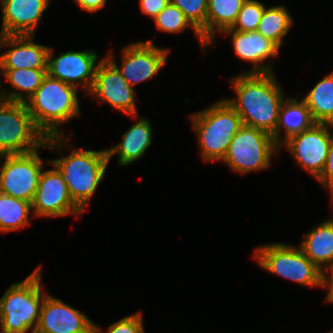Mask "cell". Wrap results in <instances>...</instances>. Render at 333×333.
Instances as JSON below:
<instances>
[{"mask_svg":"<svg viewBox=\"0 0 333 333\" xmlns=\"http://www.w3.org/2000/svg\"><path fill=\"white\" fill-rule=\"evenodd\" d=\"M236 98H224L243 125L275 133L285 93L272 73H242L231 77Z\"/></svg>","mask_w":333,"mask_h":333,"instance_id":"1","label":"cell"},{"mask_svg":"<svg viewBox=\"0 0 333 333\" xmlns=\"http://www.w3.org/2000/svg\"><path fill=\"white\" fill-rule=\"evenodd\" d=\"M77 93L76 87L47 74L35 93L25 102L36 127L46 138L66 136L59 126L80 116Z\"/></svg>","mask_w":333,"mask_h":333,"instance_id":"2","label":"cell"},{"mask_svg":"<svg viewBox=\"0 0 333 333\" xmlns=\"http://www.w3.org/2000/svg\"><path fill=\"white\" fill-rule=\"evenodd\" d=\"M64 147H69L68 139L65 136L46 138L36 127L25 103L0 99V149L5 154H24L39 148L57 152Z\"/></svg>","mask_w":333,"mask_h":333,"instance_id":"3","label":"cell"},{"mask_svg":"<svg viewBox=\"0 0 333 333\" xmlns=\"http://www.w3.org/2000/svg\"><path fill=\"white\" fill-rule=\"evenodd\" d=\"M41 266L21 282L13 283L0 298L2 333H34L48 294L41 285Z\"/></svg>","mask_w":333,"mask_h":333,"instance_id":"4","label":"cell"},{"mask_svg":"<svg viewBox=\"0 0 333 333\" xmlns=\"http://www.w3.org/2000/svg\"><path fill=\"white\" fill-rule=\"evenodd\" d=\"M189 117L203 161H222L232 138L243 126L241 117L225 99Z\"/></svg>","mask_w":333,"mask_h":333,"instance_id":"5","label":"cell"},{"mask_svg":"<svg viewBox=\"0 0 333 333\" xmlns=\"http://www.w3.org/2000/svg\"><path fill=\"white\" fill-rule=\"evenodd\" d=\"M48 161L65 178L73 202L83 211L105 178L109 157L106 150L72 149L70 155Z\"/></svg>","mask_w":333,"mask_h":333,"instance_id":"6","label":"cell"},{"mask_svg":"<svg viewBox=\"0 0 333 333\" xmlns=\"http://www.w3.org/2000/svg\"><path fill=\"white\" fill-rule=\"evenodd\" d=\"M253 258L260 268L306 287H320L321 270L300 247L271 243L254 250Z\"/></svg>","mask_w":333,"mask_h":333,"instance_id":"7","label":"cell"},{"mask_svg":"<svg viewBox=\"0 0 333 333\" xmlns=\"http://www.w3.org/2000/svg\"><path fill=\"white\" fill-rule=\"evenodd\" d=\"M279 149L271 134L243 125L232 138L222 162L234 172L247 174L267 169Z\"/></svg>","mask_w":333,"mask_h":333,"instance_id":"8","label":"cell"},{"mask_svg":"<svg viewBox=\"0 0 333 333\" xmlns=\"http://www.w3.org/2000/svg\"><path fill=\"white\" fill-rule=\"evenodd\" d=\"M38 150L6 154L0 167V192L32 202L44 168Z\"/></svg>","mask_w":333,"mask_h":333,"instance_id":"9","label":"cell"},{"mask_svg":"<svg viewBox=\"0 0 333 333\" xmlns=\"http://www.w3.org/2000/svg\"><path fill=\"white\" fill-rule=\"evenodd\" d=\"M331 129L333 124L315 123L308 130L290 137L282 144L301 169H305L316 180L321 176L328 157L333 138Z\"/></svg>","mask_w":333,"mask_h":333,"instance_id":"10","label":"cell"},{"mask_svg":"<svg viewBox=\"0 0 333 333\" xmlns=\"http://www.w3.org/2000/svg\"><path fill=\"white\" fill-rule=\"evenodd\" d=\"M169 53V48H159L149 39L146 42H132L125 46L121 55V67L115 62L111 51L106 57L117 67L127 83L134 87L155 77L166 65Z\"/></svg>","mask_w":333,"mask_h":333,"instance_id":"11","label":"cell"},{"mask_svg":"<svg viewBox=\"0 0 333 333\" xmlns=\"http://www.w3.org/2000/svg\"><path fill=\"white\" fill-rule=\"evenodd\" d=\"M134 87L123 78L117 67L104 56L98 62L93 86L87 95L108 103L120 112L138 118Z\"/></svg>","mask_w":333,"mask_h":333,"instance_id":"12","label":"cell"},{"mask_svg":"<svg viewBox=\"0 0 333 333\" xmlns=\"http://www.w3.org/2000/svg\"><path fill=\"white\" fill-rule=\"evenodd\" d=\"M42 171L31 202L34 217L77 216L83 211L73 202L64 176L58 169Z\"/></svg>","mask_w":333,"mask_h":333,"instance_id":"13","label":"cell"},{"mask_svg":"<svg viewBox=\"0 0 333 333\" xmlns=\"http://www.w3.org/2000/svg\"><path fill=\"white\" fill-rule=\"evenodd\" d=\"M97 53L94 50L62 52L54 58L53 48H49L47 61V74L55 79L72 85L82 86L86 91L85 96L90 92L96 70L98 67Z\"/></svg>","mask_w":333,"mask_h":333,"instance_id":"14","label":"cell"},{"mask_svg":"<svg viewBox=\"0 0 333 333\" xmlns=\"http://www.w3.org/2000/svg\"><path fill=\"white\" fill-rule=\"evenodd\" d=\"M34 333H94V322L85 313L48 293Z\"/></svg>","mask_w":333,"mask_h":333,"instance_id":"15","label":"cell"},{"mask_svg":"<svg viewBox=\"0 0 333 333\" xmlns=\"http://www.w3.org/2000/svg\"><path fill=\"white\" fill-rule=\"evenodd\" d=\"M35 35H0V50L9 49L0 55V69H47L46 45L34 43Z\"/></svg>","mask_w":333,"mask_h":333,"instance_id":"16","label":"cell"},{"mask_svg":"<svg viewBox=\"0 0 333 333\" xmlns=\"http://www.w3.org/2000/svg\"><path fill=\"white\" fill-rule=\"evenodd\" d=\"M222 33L226 36L231 35L233 50L237 57L253 65L251 70L243 73L273 72L271 63L264 64L263 61L278 56L280 47L275 42L265 38L258 31L241 32L228 28Z\"/></svg>","mask_w":333,"mask_h":333,"instance_id":"17","label":"cell"},{"mask_svg":"<svg viewBox=\"0 0 333 333\" xmlns=\"http://www.w3.org/2000/svg\"><path fill=\"white\" fill-rule=\"evenodd\" d=\"M51 0H0V35H35L43 13Z\"/></svg>","mask_w":333,"mask_h":333,"instance_id":"18","label":"cell"},{"mask_svg":"<svg viewBox=\"0 0 333 333\" xmlns=\"http://www.w3.org/2000/svg\"><path fill=\"white\" fill-rule=\"evenodd\" d=\"M152 125L147 118L140 117L122 136V141L107 149L109 161L118 156L120 166H127L139 160L152 144Z\"/></svg>","mask_w":333,"mask_h":333,"instance_id":"19","label":"cell"},{"mask_svg":"<svg viewBox=\"0 0 333 333\" xmlns=\"http://www.w3.org/2000/svg\"><path fill=\"white\" fill-rule=\"evenodd\" d=\"M315 123L303 99L298 101L297 98L287 97L281 105L278 124L272 137L281 148L282 144L290 137L308 130ZM282 129L285 133L283 138H281Z\"/></svg>","mask_w":333,"mask_h":333,"instance_id":"20","label":"cell"},{"mask_svg":"<svg viewBox=\"0 0 333 333\" xmlns=\"http://www.w3.org/2000/svg\"><path fill=\"white\" fill-rule=\"evenodd\" d=\"M299 247L320 270L333 265V217L310 230Z\"/></svg>","mask_w":333,"mask_h":333,"instance_id":"21","label":"cell"},{"mask_svg":"<svg viewBox=\"0 0 333 333\" xmlns=\"http://www.w3.org/2000/svg\"><path fill=\"white\" fill-rule=\"evenodd\" d=\"M1 75L12 85L13 90H3L0 82V99L25 103L41 85L47 69H0ZM1 81V80H0ZM2 90V91H1ZM16 90V91H14Z\"/></svg>","mask_w":333,"mask_h":333,"instance_id":"22","label":"cell"},{"mask_svg":"<svg viewBox=\"0 0 333 333\" xmlns=\"http://www.w3.org/2000/svg\"><path fill=\"white\" fill-rule=\"evenodd\" d=\"M246 0H208L206 43L212 45L216 32L231 28Z\"/></svg>","mask_w":333,"mask_h":333,"instance_id":"23","label":"cell"},{"mask_svg":"<svg viewBox=\"0 0 333 333\" xmlns=\"http://www.w3.org/2000/svg\"><path fill=\"white\" fill-rule=\"evenodd\" d=\"M302 99L316 123L333 124V70Z\"/></svg>","mask_w":333,"mask_h":333,"instance_id":"24","label":"cell"},{"mask_svg":"<svg viewBox=\"0 0 333 333\" xmlns=\"http://www.w3.org/2000/svg\"><path fill=\"white\" fill-rule=\"evenodd\" d=\"M292 25L293 18L285 6H265L257 31L281 48Z\"/></svg>","mask_w":333,"mask_h":333,"instance_id":"25","label":"cell"},{"mask_svg":"<svg viewBox=\"0 0 333 333\" xmlns=\"http://www.w3.org/2000/svg\"><path fill=\"white\" fill-rule=\"evenodd\" d=\"M31 202L0 192V233L18 231L30 224Z\"/></svg>","mask_w":333,"mask_h":333,"instance_id":"26","label":"cell"},{"mask_svg":"<svg viewBox=\"0 0 333 333\" xmlns=\"http://www.w3.org/2000/svg\"><path fill=\"white\" fill-rule=\"evenodd\" d=\"M157 30L168 33H181L188 27L193 28L195 35L197 36L200 46L206 48L209 45L204 41L201 33L189 22L183 12L173 5H168L153 19Z\"/></svg>","mask_w":333,"mask_h":333,"instance_id":"27","label":"cell"},{"mask_svg":"<svg viewBox=\"0 0 333 333\" xmlns=\"http://www.w3.org/2000/svg\"><path fill=\"white\" fill-rule=\"evenodd\" d=\"M208 0H170L178 7L189 22L201 33L206 42Z\"/></svg>","mask_w":333,"mask_h":333,"instance_id":"28","label":"cell"},{"mask_svg":"<svg viewBox=\"0 0 333 333\" xmlns=\"http://www.w3.org/2000/svg\"><path fill=\"white\" fill-rule=\"evenodd\" d=\"M265 5L257 0H246L237 16L232 30L241 32L257 31Z\"/></svg>","mask_w":333,"mask_h":333,"instance_id":"29","label":"cell"},{"mask_svg":"<svg viewBox=\"0 0 333 333\" xmlns=\"http://www.w3.org/2000/svg\"><path fill=\"white\" fill-rule=\"evenodd\" d=\"M142 313L137 312L111 324L107 333H145ZM94 333H103V330L94 324Z\"/></svg>","mask_w":333,"mask_h":333,"instance_id":"30","label":"cell"},{"mask_svg":"<svg viewBox=\"0 0 333 333\" xmlns=\"http://www.w3.org/2000/svg\"><path fill=\"white\" fill-rule=\"evenodd\" d=\"M327 190L333 185V138L329 147L328 157L321 176L317 179Z\"/></svg>","mask_w":333,"mask_h":333,"instance_id":"31","label":"cell"},{"mask_svg":"<svg viewBox=\"0 0 333 333\" xmlns=\"http://www.w3.org/2000/svg\"><path fill=\"white\" fill-rule=\"evenodd\" d=\"M170 2V0H140L141 12L154 19Z\"/></svg>","mask_w":333,"mask_h":333,"instance_id":"32","label":"cell"},{"mask_svg":"<svg viewBox=\"0 0 333 333\" xmlns=\"http://www.w3.org/2000/svg\"><path fill=\"white\" fill-rule=\"evenodd\" d=\"M327 272H329V275H327ZM320 288L328 289L325 301L328 303H333V265H330L321 270Z\"/></svg>","mask_w":333,"mask_h":333,"instance_id":"33","label":"cell"},{"mask_svg":"<svg viewBox=\"0 0 333 333\" xmlns=\"http://www.w3.org/2000/svg\"><path fill=\"white\" fill-rule=\"evenodd\" d=\"M81 8L89 13H95L106 6L107 0H74Z\"/></svg>","mask_w":333,"mask_h":333,"instance_id":"34","label":"cell"},{"mask_svg":"<svg viewBox=\"0 0 333 333\" xmlns=\"http://www.w3.org/2000/svg\"><path fill=\"white\" fill-rule=\"evenodd\" d=\"M5 155H6V154L0 149V167H1V165H2V158H4Z\"/></svg>","mask_w":333,"mask_h":333,"instance_id":"35","label":"cell"},{"mask_svg":"<svg viewBox=\"0 0 333 333\" xmlns=\"http://www.w3.org/2000/svg\"><path fill=\"white\" fill-rule=\"evenodd\" d=\"M329 191H330V193H331V199H333V185L328 189Z\"/></svg>","mask_w":333,"mask_h":333,"instance_id":"36","label":"cell"}]
</instances>
